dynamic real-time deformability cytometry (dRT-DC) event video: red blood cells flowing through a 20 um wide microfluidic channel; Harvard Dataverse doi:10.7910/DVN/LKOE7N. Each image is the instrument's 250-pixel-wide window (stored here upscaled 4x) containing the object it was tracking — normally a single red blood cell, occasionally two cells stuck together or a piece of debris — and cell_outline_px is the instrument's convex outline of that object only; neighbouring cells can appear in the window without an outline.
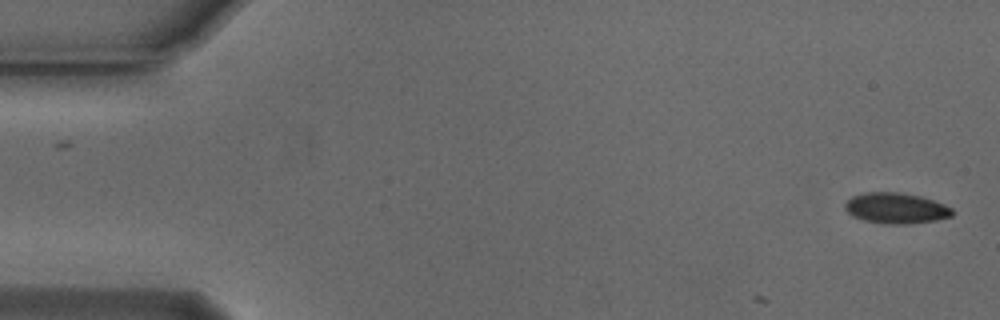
{"species": "Egyptian fruit bat (a non-hibernating species)", "species_latin": "Rousettus aegyptiacus", "temperature_condition": "cold", "stored_images_in_passage": 4, "camera_frame_rate_fps": 3000, "um_per_image_px": 0.085, "animal": {"sex": "male"}, "frame": {"image": 1, "passage_image": 1, "time_ms": 0.0, "image_size_px": [1000, 320], "cell_outline_px": [[956, 212], [952, 216], [936, 220], [908, 224], [884, 224], [864, 220], [852, 216], [844, 208], [844, 204], [852, 196], [864, 192], [896, 192], [920, 196], [944, 204], [952, 208]], "centroid_in_image_um": [76.16, 17.7], "position_along_channel_um": 8.8, "area_um2": 19.31}}